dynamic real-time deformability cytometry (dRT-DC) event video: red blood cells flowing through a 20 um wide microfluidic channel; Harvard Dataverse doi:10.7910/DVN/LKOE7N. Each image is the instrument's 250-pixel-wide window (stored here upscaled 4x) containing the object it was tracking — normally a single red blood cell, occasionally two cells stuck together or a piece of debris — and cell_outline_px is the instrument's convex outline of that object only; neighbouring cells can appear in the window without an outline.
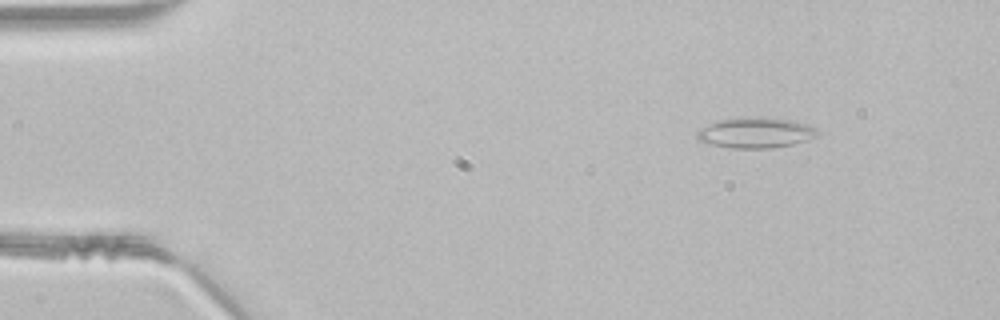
{"species": "common noctule bat (a hibernating species)", "species_latin": "Nyctalus noctula", "temperature_condition": "room temperature", "stored_images_in_passage": 48, "camera_frame_rate_fps": 3000, "um_per_image_px": 0.085, "animal": {"sex": "male", "body_mass_g": 21.5, "forearm_length_mm": 52.0}, "frame": {"image": 1, "passage_image": 6, "time_ms": 1.667, "image_size_px": [1000, 320], "cell_outline_px": [[820, 136], [808, 140], [792, 144], [772, 148], [732, 148], [712, 144], [696, 140], [696, 132], [700, 128], [708, 124], [720, 120], [792, 120], [808, 124], [816, 128], [820, 132]], "centroid_in_image_um": [64.27, 11.34], "position_along_channel_um": 20.7, "area_um2": 20.58}}
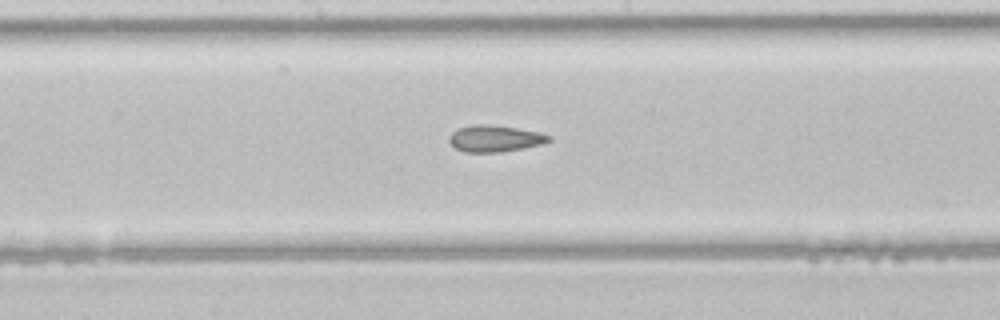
{"frame": {"image": 2, "passage_image": 25, "time_ms": 8.0, "image_size_px": [1000, 320], "cell_outline_px": [[552, 140], [540, 144], [500, 152], [464, 152], [456, 148], [448, 140], [448, 136], [456, 128], [472, 124], [488, 124], [516, 128], [540, 132], [552, 136]], "centroid_in_image_um": [42.03, 11.76], "position_along_channel_um": 206.2, "area_um2": 15.43}}
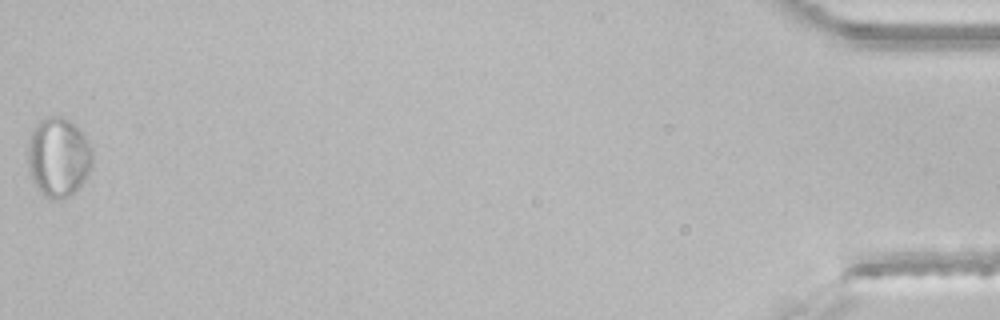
{"frame": {"image": 3, "passage_image": 48, "time_ms": 15.667, "image_size_px": [1000, 320], "cell_outline_px": [[92, 164], [84, 180], [68, 196], [48, 196], [36, 188], [32, 180], [28, 164], [28, 144], [32, 132], [36, 124], [40, 120], [48, 116], [60, 116], [68, 120], [84, 136], [92, 148]], "centroid_in_image_um": [4.94, 13.31], "position_along_channel_um": 430.3, "area_um2": 29.02}}